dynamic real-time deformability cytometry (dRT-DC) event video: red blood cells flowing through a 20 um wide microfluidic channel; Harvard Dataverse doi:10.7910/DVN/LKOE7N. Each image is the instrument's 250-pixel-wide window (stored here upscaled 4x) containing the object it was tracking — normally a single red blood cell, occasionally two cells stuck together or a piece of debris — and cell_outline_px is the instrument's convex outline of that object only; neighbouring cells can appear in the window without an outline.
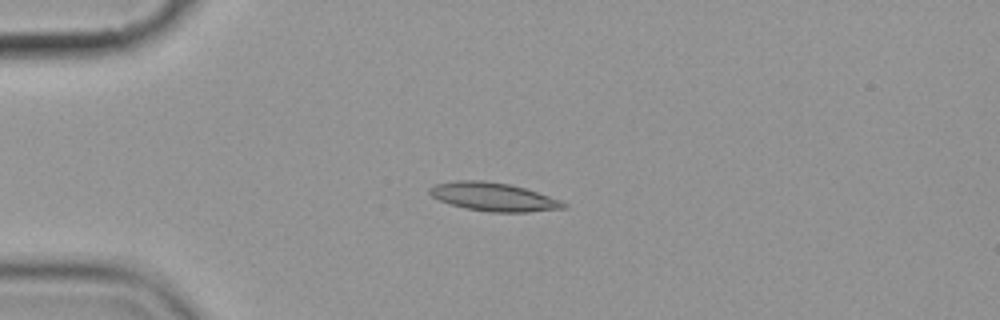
{"species": "common noctule bat (a hibernating species)", "species_latin": "Nyctalus noctula", "temperature_condition": "cold", "stored_images_in_passage": 5, "camera_frame_rate_fps": 3000, "um_per_image_px": 0.085, "animal": {"sex": "female", "body_mass_g": 19.9}, "frame": {"image": 1, "passage_image": 4, "time_ms": 3.667, "image_size_px": [1000, 320], "cell_outline_px": [[568, 208], [528, 212], [488, 212], [468, 208], [452, 204], [440, 200], [432, 196], [428, 192], [428, 188], [436, 184], [456, 180], [480, 180], [508, 184], [524, 188], [560, 200], [568, 204]], "centroid_in_image_um": [41.96, 16.73], "position_along_channel_um": 43.0, "area_um2": 21.96}}